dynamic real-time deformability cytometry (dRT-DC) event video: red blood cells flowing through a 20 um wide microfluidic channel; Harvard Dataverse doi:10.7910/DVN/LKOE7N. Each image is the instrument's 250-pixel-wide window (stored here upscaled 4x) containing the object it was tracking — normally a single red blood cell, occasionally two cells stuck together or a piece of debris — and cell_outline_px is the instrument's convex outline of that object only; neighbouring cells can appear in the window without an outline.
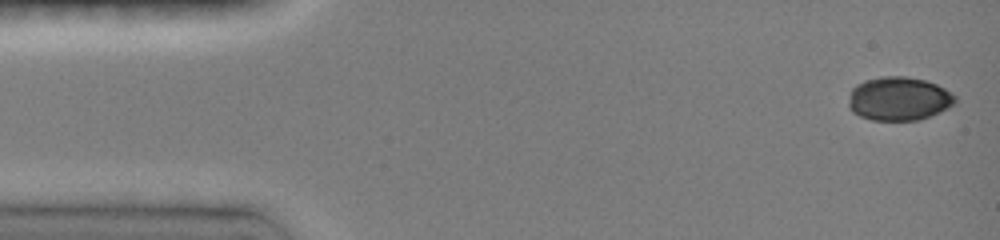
{"species": "common noctule bat (a hibernating species)", "species_latin": "Nyctalus noctula", "temperature_condition": "room temperature", "stored_images_in_passage": 7, "camera_frame_rate_fps": 3000, "um_per_image_px": 0.085, "animal": {"sex": "female", "body_mass_g": 19.0, "forearm_length_mm": 51.5}, "frame": {"image": 1, "passage_image": 1, "time_ms": 0.0, "image_size_px": [1000, 240], "cell_outline_px": [[956, 104], [948, 108], [928, 116], [916, 120], [872, 120], [860, 116], [852, 112], [848, 104], [852, 88], [856, 84], [864, 80], [880, 76], [904, 76], [924, 80], [936, 84], [944, 88], [956, 96]], "centroid_in_image_um": [76.39, 8.38], "position_along_channel_um": 8.6, "area_um2": 27.11}}
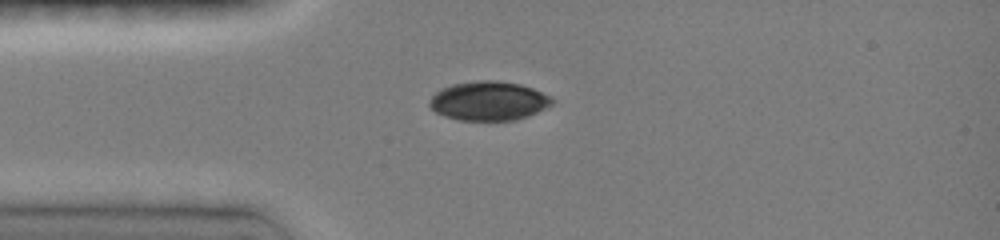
{"frame": {"image": 2, "passage_image": 6, "time_ms": 1.667, "image_size_px": [1000, 240], "cell_outline_px": [[556, 100], [552, 104], [536, 112], [512, 120], [460, 120], [444, 116], [436, 112], [428, 104], [432, 96], [440, 88], [452, 84], [476, 80], [496, 80], [520, 84], [532, 88], [552, 96]], "centroid_in_image_um": [41.53, 8.56], "position_along_channel_um": 43.5, "area_um2": 27.86}}